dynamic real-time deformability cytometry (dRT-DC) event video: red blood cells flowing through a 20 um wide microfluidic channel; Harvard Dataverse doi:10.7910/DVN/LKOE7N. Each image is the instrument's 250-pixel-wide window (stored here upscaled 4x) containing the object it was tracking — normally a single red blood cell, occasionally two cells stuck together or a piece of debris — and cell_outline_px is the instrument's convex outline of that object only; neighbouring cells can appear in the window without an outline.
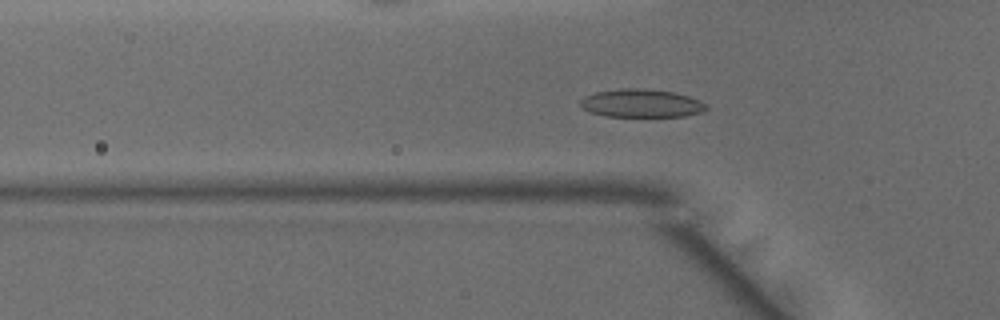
{"species": "common noctule bat (a hibernating species)", "species_latin": "Nyctalus noctula", "temperature_condition": "warm", "stored_images_in_passage": 38, "camera_frame_rate_fps": 3000, "um_per_image_px": 0.085, "animal": {"sex": "male", "body_mass_g": 15.6}, "frame": {"image": 1, "passage_image": 15, "time_ms": 4.667, "image_size_px": [1000, 320], "cell_outline_px": [[708, 108], [700, 112], [684, 116], [604, 116], [592, 112], [584, 108], [580, 104], [580, 100], [584, 96], [596, 92], [620, 88], [640, 88], [672, 92], [688, 96], [700, 100], [708, 104]], "centroid_in_image_um": [54.52, 8.77], "position_along_channel_um": 71.3, "area_um2": 20.52}}
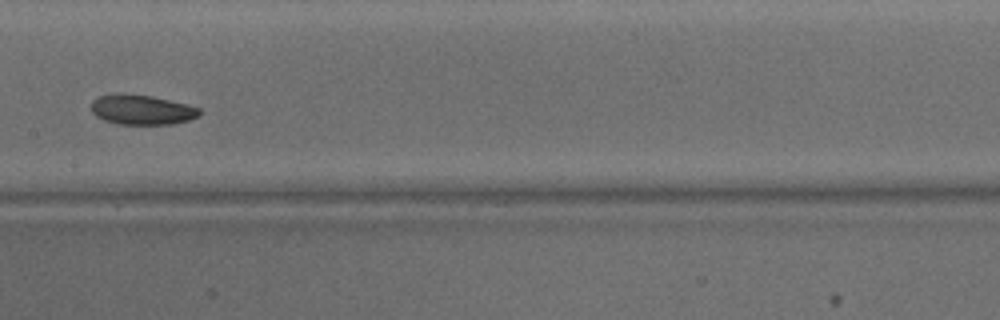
{"frame": {"image": 2, "passage_image": 24, "time_ms": 7.667, "image_size_px": [1000, 320], "cell_outline_px": [[200, 112], [196, 116], [188, 120], [172, 124], [120, 124], [104, 120], [96, 116], [92, 112], [92, 100], [100, 96], [112, 92], [116, 92], [152, 96], [188, 104], [200, 108]], "centroid_in_image_um": [12.02, 9.3], "position_along_channel_um": 195.4, "area_um2": 18.9}}
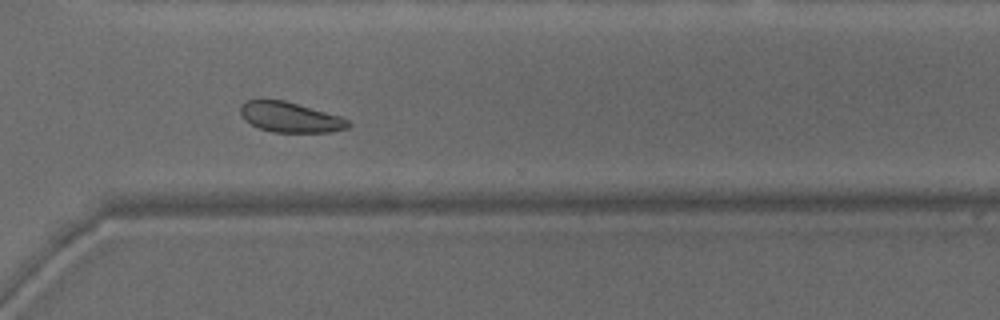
{"frame": {"image": 3, "passage_image": 35, "time_ms": 11.333, "image_size_px": [1000, 320], "cell_outline_px": [[352, 124], [348, 128], [332, 132], [272, 132], [260, 128], [244, 120], [240, 112], [240, 104], [248, 100], [284, 100], [340, 116], [348, 120]], "centroid_in_image_um": [24.67, 9.97], "position_along_channel_um": 345.9, "area_um2": 18.9}, "authors_computed_cell_mechanics": {"area_um2": 19.4208, "velocity_mm_per_s": 4.1094, "shape_relaxation_time_tau1_ms": 10.304, "shape_relaxation_time_tau2_ms": null, "deformation_change_tau1": 0.2239, "deformation_change_tau2": null}}